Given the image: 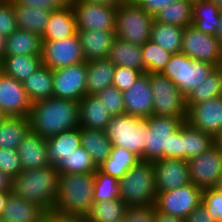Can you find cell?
<instances>
[{
    "label": "cell",
    "mask_w": 222,
    "mask_h": 222,
    "mask_svg": "<svg viewBox=\"0 0 222 222\" xmlns=\"http://www.w3.org/2000/svg\"><path fill=\"white\" fill-rule=\"evenodd\" d=\"M28 119L31 131L48 139L79 127V102L55 97L35 101Z\"/></svg>",
    "instance_id": "obj_1"
},
{
    "label": "cell",
    "mask_w": 222,
    "mask_h": 222,
    "mask_svg": "<svg viewBox=\"0 0 222 222\" xmlns=\"http://www.w3.org/2000/svg\"><path fill=\"white\" fill-rule=\"evenodd\" d=\"M60 174L56 167L22 170L12 179V192L27 201L37 203L47 212L54 211L59 191Z\"/></svg>",
    "instance_id": "obj_2"
},
{
    "label": "cell",
    "mask_w": 222,
    "mask_h": 222,
    "mask_svg": "<svg viewBox=\"0 0 222 222\" xmlns=\"http://www.w3.org/2000/svg\"><path fill=\"white\" fill-rule=\"evenodd\" d=\"M95 173L60 174L54 212L85 218L92 207Z\"/></svg>",
    "instance_id": "obj_3"
},
{
    "label": "cell",
    "mask_w": 222,
    "mask_h": 222,
    "mask_svg": "<svg viewBox=\"0 0 222 222\" xmlns=\"http://www.w3.org/2000/svg\"><path fill=\"white\" fill-rule=\"evenodd\" d=\"M119 198L128 207L155 205L157 190L154 163L139 161L119 179Z\"/></svg>",
    "instance_id": "obj_4"
},
{
    "label": "cell",
    "mask_w": 222,
    "mask_h": 222,
    "mask_svg": "<svg viewBox=\"0 0 222 222\" xmlns=\"http://www.w3.org/2000/svg\"><path fill=\"white\" fill-rule=\"evenodd\" d=\"M154 16L135 2H122L116 10V37L142 46L150 40Z\"/></svg>",
    "instance_id": "obj_5"
},
{
    "label": "cell",
    "mask_w": 222,
    "mask_h": 222,
    "mask_svg": "<svg viewBox=\"0 0 222 222\" xmlns=\"http://www.w3.org/2000/svg\"><path fill=\"white\" fill-rule=\"evenodd\" d=\"M215 68L211 63L194 60L180 52L171 55L161 74L168 77L187 97Z\"/></svg>",
    "instance_id": "obj_6"
},
{
    "label": "cell",
    "mask_w": 222,
    "mask_h": 222,
    "mask_svg": "<svg viewBox=\"0 0 222 222\" xmlns=\"http://www.w3.org/2000/svg\"><path fill=\"white\" fill-rule=\"evenodd\" d=\"M186 119L173 116L151 115L146 118L144 155L141 161L154 163L169 158L170 136L177 131Z\"/></svg>",
    "instance_id": "obj_7"
},
{
    "label": "cell",
    "mask_w": 222,
    "mask_h": 222,
    "mask_svg": "<svg viewBox=\"0 0 222 222\" xmlns=\"http://www.w3.org/2000/svg\"><path fill=\"white\" fill-rule=\"evenodd\" d=\"M105 134L112 146H119L136 154L140 159L144 155L146 119L127 113L111 117Z\"/></svg>",
    "instance_id": "obj_8"
},
{
    "label": "cell",
    "mask_w": 222,
    "mask_h": 222,
    "mask_svg": "<svg viewBox=\"0 0 222 222\" xmlns=\"http://www.w3.org/2000/svg\"><path fill=\"white\" fill-rule=\"evenodd\" d=\"M149 81L153 93L152 115L186 119V97L179 88L160 73H149Z\"/></svg>",
    "instance_id": "obj_9"
},
{
    "label": "cell",
    "mask_w": 222,
    "mask_h": 222,
    "mask_svg": "<svg viewBox=\"0 0 222 222\" xmlns=\"http://www.w3.org/2000/svg\"><path fill=\"white\" fill-rule=\"evenodd\" d=\"M181 53L188 57L220 67L222 61V44L215 36L203 33L192 25L183 30Z\"/></svg>",
    "instance_id": "obj_10"
},
{
    "label": "cell",
    "mask_w": 222,
    "mask_h": 222,
    "mask_svg": "<svg viewBox=\"0 0 222 222\" xmlns=\"http://www.w3.org/2000/svg\"><path fill=\"white\" fill-rule=\"evenodd\" d=\"M203 189L190 183L174 190L157 194V210L185 220L190 212L202 203Z\"/></svg>",
    "instance_id": "obj_11"
},
{
    "label": "cell",
    "mask_w": 222,
    "mask_h": 222,
    "mask_svg": "<svg viewBox=\"0 0 222 222\" xmlns=\"http://www.w3.org/2000/svg\"><path fill=\"white\" fill-rule=\"evenodd\" d=\"M81 62L86 61L77 33L61 40L42 41V65L51 70L69 67Z\"/></svg>",
    "instance_id": "obj_12"
},
{
    "label": "cell",
    "mask_w": 222,
    "mask_h": 222,
    "mask_svg": "<svg viewBox=\"0 0 222 222\" xmlns=\"http://www.w3.org/2000/svg\"><path fill=\"white\" fill-rule=\"evenodd\" d=\"M87 62L53 70V97L80 101L86 95Z\"/></svg>",
    "instance_id": "obj_13"
},
{
    "label": "cell",
    "mask_w": 222,
    "mask_h": 222,
    "mask_svg": "<svg viewBox=\"0 0 222 222\" xmlns=\"http://www.w3.org/2000/svg\"><path fill=\"white\" fill-rule=\"evenodd\" d=\"M191 183L201 189L215 188L222 174V152L212 145L207 151L188 160Z\"/></svg>",
    "instance_id": "obj_14"
},
{
    "label": "cell",
    "mask_w": 222,
    "mask_h": 222,
    "mask_svg": "<svg viewBox=\"0 0 222 222\" xmlns=\"http://www.w3.org/2000/svg\"><path fill=\"white\" fill-rule=\"evenodd\" d=\"M77 30H115L117 7L76 1L73 5Z\"/></svg>",
    "instance_id": "obj_15"
},
{
    "label": "cell",
    "mask_w": 222,
    "mask_h": 222,
    "mask_svg": "<svg viewBox=\"0 0 222 222\" xmlns=\"http://www.w3.org/2000/svg\"><path fill=\"white\" fill-rule=\"evenodd\" d=\"M185 122L215 137L222 131V96L199 104H186Z\"/></svg>",
    "instance_id": "obj_16"
},
{
    "label": "cell",
    "mask_w": 222,
    "mask_h": 222,
    "mask_svg": "<svg viewBox=\"0 0 222 222\" xmlns=\"http://www.w3.org/2000/svg\"><path fill=\"white\" fill-rule=\"evenodd\" d=\"M32 103L22 82L0 74V109L6 117H28Z\"/></svg>",
    "instance_id": "obj_17"
},
{
    "label": "cell",
    "mask_w": 222,
    "mask_h": 222,
    "mask_svg": "<svg viewBox=\"0 0 222 222\" xmlns=\"http://www.w3.org/2000/svg\"><path fill=\"white\" fill-rule=\"evenodd\" d=\"M157 194L191 183L187 160L163 158L154 162Z\"/></svg>",
    "instance_id": "obj_18"
},
{
    "label": "cell",
    "mask_w": 222,
    "mask_h": 222,
    "mask_svg": "<svg viewBox=\"0 0 222 222\" xmlns=\"http://www.w3.org/2000/svg\"><path fill=\"white\" fill-rule=\"evenodd\" d=\"M125 113L141 118L153 114V93L149 81V73L142 74L135 83L123 92Z\"/></svg>",
    "instance_id": "obj_19"
},
{
    "label": "cell",
    "mask_w": 222,
    "mask_h": 222,
    "mask_svg": "<svg viewBox=\"0 0 222 222\" xmlns=\"http://www.w3.org/2000/svg\"><path fill=\"white\" fill-rule=\"evenodd\" d=\"M82 54L86 62L108 59L111 46L116 37V31L77 30Z\"/></svg>",
    "instance_id": "obj_20"
},
{
    "label": "cell",
    "mask_w": 222,
    "mask_h": 222,
    "mask_svg": "<svg viewBox=\"0 0 222 222\" xmlns=\"http://www.w3.org/2000/svg\"><path fill=\"white\" fill-rule=\"evenodd\" d=\"M22 170H31L47 167V142L40 135L30 131L17 148Z\"/></svg>",
    "instance_id": "obj_21"
},
{
    "label": "cell",
    "mask_w": 222,
    "mask_h": 222,
    "mask_svg": "<svg viewBox=\"0 0 222 222\" xmlns=\"http://www.w3.org/2000/svg\"><path fill=\"white\" fill-rule=\"evenodd\" d=\"M46 213L47 211L37 203L11 192L0 219L6 222H43Z\"/></svg>",
    "instance_id": "obj_22"
},
{
    "label": "cell",
    "mask_w": 222,
    "mask_h": 222,
    "mask_svg": "<svg viewBox=\"0 0 222 222\" xmlns=\"http://www.w3.org/2000/svg\"><path fill=\"white\" fill-rule=\"evenodd\" d=\"M77 33L76 16L72 6H60L53 10L44 31L42 41H55Z\"/></svg>",
    "instance_id": "obj_23"
},
{
    "label": "cell",
    "mask_w": 222,
    "mask_h": 222,
    "mask_svg": "<svg viewBox=\"0 0 222 222\" xmlns=\"http://www.w3.org/2000/svg\"><path fill=\"white\" fill-rule=\"evenodd\" d=\"M111 117L96 95H85L79 101L80 128L105 131Z\"/></svg>",
    "instance_id": "obj_24"
},
{
    "label": "cell",
    "mask_w": 222,
    "mask_h": 222,
    "mask_svg": "<svg viewBox=\"0 0 222 222\" xmlns=\"http://www.w3.org/2000/svg\"><path fill=\"white\" fill-rule=\"evenodd\" d=\"M47 154L50 165L57 166L73 151L81 147V128L66 130L46 139Z\"/></svg>",
    "instance_id": "obj_25"
},
{
    "label": "cell",
    "mask_w": 222,
    "mask_h": 222,
    "mask_svg": "<svg viewBox=\"0 0 222 222\" xmlns=\"http://www.w3.org/2000/svg\"><path fill=\"white\" fill-rule=\"evenodd\" d=\"M108 59L116 67H126L146 73L142 57V47L116 38L111 46Z\"/></svg>",
    "instance_id": "obj_26"
},
{
    "label": "cell",
    "mask_w": 222,
    "mask_h": 222,
    "mask_svg": "<svg viewBox=\"0 0 222 222\" xmlns=\"http://www.w3.org/2000/svg\"><path fill=\"white\" fill-rule=\"evenodd\" d=\"M116 66L109 59L87 62L86 95H96L113 85Z\"/></svg>",
    "instance_id": "obj_27"
},
{
    "label": "cell",
    "mask_w": 222,
    "mask_h": 222,
    "mask_svg": "<svg viewBox=\"0 0 222 222\" xmlns=\"http://www.w3.org/2000/svg\"><path fill=\"white\" fill-rule=\"evenodd\" d=\"M42 56V38L27 30L17 29L6 37L4 56Z\"/></svg>",
    "instance_id": "obj_28"
},
{
    "label": "cell",
    "mask_w": 222,
    "mask_h": 222,
    "mask_svg": "<svg viewBox=\"0 0 222 222\" xmlns=\"http://www.w3.org/2000/svg\"><path fill=\"white\" fill-rule=\"evenodd\" d=\"M12 6L17 27L42 37L52 11L18 4Z\"/></svg>",
    "instance_id": "obj_29"
},
{
    "label": "cell",
    "mask_w": 222,
    "mask_h": 222,
    "mask_svg": "<svg viewBox=\"0 0 222 222\" xmlns=\"http://www.w3.org/2000/svg\"><path fill=\"white\" fill-rule=\"evenodd\" d=\"M31 103L53 97V70L42 65L22 82Z\"/></svg>",
    "instance_id": "obj_30"
},
{
    "label": "cell",
    "mask_w": 222,
    "mask_h": 222,
    "mask_svg": "<svg viewBox=\"0 0 222 222\" xmlns=\"http://www.w3.org/2000/svg\"><path fill=\"white\" fill-rule=\"evenodd\" d=\"M221 9L210 0L193 1L192 26L197 30L215 36Z\"/></svg>",
    "instance_id": "obj_31"
},
{
    "label": "cell",
    "mask_w": 222,
    "mask_h": 222,
    "mask_svg": "<svg viewBox=\"0 0 222 222\" xmlns=\"http://www.w3.org/2000/svg\"><path fill=\"white\" fill-rule=\"evenodd\" d=\"M139 161L140 158L133 152L113 146L110 156L98 166V170L119 180Z\"/></svg>",
    "instance_id": "obj_32"
},
{
    "label": "cell",
    "mask_w": 222,
    "mask_h": 222,
    "mask_svg": "<svg viewBox=\"0 0 222 222\" xmlns=\"http://www.w3.org/2000/svg\"><path fill=\"white\" fill-rule=\"evenodd\" d=\"M214 145V137L206 132L182 125V160H189L207 151Z\"/></svg>",
    "instance_id": "obj_33"
},
{
    "label": "cell",
    "mask_w": 222,
    "mask_h": 222,
    "mask_svg": "<svg viewBox=\"0 0 222 222\" xmlns=\"http://www.w3.org/2000/svg\"><path fill=\"white\" fill-rule=\"evenodd\" d=\"M30 131L28 117H5L0 122V147L17 149Z\"/></svg>",
    "instance_id": "obj_34"
},
{
    "label": "cell",
    "mask_w": 222,
    "mask_h": 222,
    "mask_svg": "<svg viewBox=\"0 0 222 222\" xmlns=\"http://www.w3.org/2000/svg\"><path fill=\"white\" fill-rule=\"evenodd\" d=\"M81 146L90 154L97 166L110 156L113 147L105 131L86 128H81Z\"/></svg>",
    "instance_id": "obj_35"
},
{
    "label": "cell",
    "mask_w": 222,
    "mask_h": 222,
    "mask_svg": "<svg viewBox=\"0 0 222 222\" xmlns=\"http://www.w3.org/2000/svg\"><path fill=\"white\" fill-rule=\"evenodd\" d=\"M42 66V56L15 55L2 59L3 73L23 82Z\"/></svg>",
    "instance_id": "obj_36"
},
{
    "label": "cell",
    "mask_w": 222,
    "mask_h": 222,
    "mask_svg": "<svg viewBox=\"0 0 222 222\" xmlns=\"http://www.w3.org/2000/svg\"><path fill=\"white\" fill-rule=\"evenodd\" d=\"M193 1L174 0L154 16V20L182 28L192 25Z\"/></svg>",
    "instance_id": "obj_37"
},
{
    "label": "cell",
    "mask_w": 222,
    "mask_h": 222,
    "mask_svg": "<svg viewBox=\"0 0 222 222\" xmlns=\"http://www.w3.org/2000/svg\"><path fill=\"white\" fill-rule=\"evenodd\" d=\"M183 30L182 27L154 20L150 40L171 54H177L181 52Z\"/></svg>",
    "instance_id": "obj_38"
},
{
    "label": "cell",
    "mask_w": 222,
    "mask_h": 222,
    "mask_svg": "<svg viewBox=\"0 0 222 222\" xmlns=\"http://www.w3.org/2000/svg\"><path fill=\"white\" fill-rule=\"evenodd\" d=\"M127 208L120 198L94 202L84 219L86 222H122Z\"/></svg>",
    "instance_id": "obj_39"
},
{
    "label": "cell",
    "mask_w": 222,
    "mask_h": 222,
    "mask_svg": "<svg viewBox=\"0 0 222 222\" xmlns=\"http://www.w3.org/2000/svg\"><path fill=\"white\" fill-rule=\"evenodd\" d=\"M222 96V68L216 67L198 86L186 97V104H199Z\"/></svg>",
    "instance_id": "obj_40"
},
{
    "label": "cell",
    "mask_w": 222,
    "mask_h": 222,
    "mask_svg": "<svg viewBox=\"0 0 222 222\" xmlns=\"http://www.w3.org/2000/svg\"><path fill=\"white\" fill-rule=\"evenodd\" d=\"M59 174L69 173H95L98 166L95 164L90 154L81 146L63 159L57 166Z\"/></svg>",
    "instance_id": "obj_41"
},
{
    "label": "cell",
    "mask_w": 222,
    "mask_h": 222,
    "mask_svg": "<svg viewBox=\"0 0 222 222\" xmlns=\"http://www.w3.org/2000/svg\"><path fill=\"white\" fill-rule=\"evenodd\" d=\"M142 47V57L146 73H162L169 62L171 53L162 49L151 40Z\"/></svg>",
    "instance_id": "obj_42"
},
{
    "label": "cell",
    "mask_w": 222,
    "mask_h": 222,
    "mask_svg": "<svg viewBox=\"0 0 222 222\" xmlns=\"http://www.w3.org/2000/svg\"><path fill=\"white\" fill-rule=\"evenodd\" d=\"M118 182V179L97 170L95 172L93 190L94 202L115 200L119 198Z\"/></svg>",
    "instance_id": "obj_43"
},
{
    "label": "cell",
    "mask_w": 222,
    "mask_h": 222,
    "mask_svg": "<svg viewBox=\"0 0 222 222\" xmlns=\"http://www.w3.org/2000/svg\"><path fill=\"white\" fill-rule=\"evenodd\" d=\"M108 113L114 117L125 113L123 100V92L115 86L106 87L104 90L96 94Z\"/></svg>",
    "instance_id": "obj_44"
},
{
    "label": "cell",
    "mask_w": 222,
    "mask_h": 222,
    "mask_svg": "<svg viewBox=\"0 0 222 222\" xmlns=\"http://www.w3.org/2000/svg\"><path fill=\"white\" fill-rule=\"evenodd\" d=\"M0 169L12 179L22 171L17 149L0 147Z\"/></svg>",
    "instance_id": "obj_45"
},
{
    "label": "cell",
    "mask_w": 222,
    "mask_h": 222,
    "mask_svg": "<svg viewBox=\"0 0 222 222\" xmlns=\"http://www.w3.org/2000/svg\"><path fill=\"white\" fill-rule=\"evenodd\" d=\"M202 204L213 219L222 222V192L216 188L203 189Z\"/></svg>",
    "instance_id": "obj_46"
},
{
    "label": "cell",
    "mask_w": 222,
    "mask_h": 222,
    "mask_svg": "<svg viewBox=\"0 0 222 222\" xmlns=\"http://www.w3.org/2000/svg\"><path fill=\"white\" fill-rule=\"evenodd\" d=\"M17 29L11 0H0V35L8 37Z\"/></svg>",
    "instance_id": "obj_47"
},
{
    "label": "cell",
    "mask_w": 222,
    "mask_h": 222,
    "mask_svg": "<svg viewBox=\"0 0 222 222\" xmlns=\"http://www.w3.org/2000/svg\"><path fill=\"white\" fill-rule=\"evenodd\" d=\"M142 74L131 68L116 67L113 77V86L120 91H127Z\"/></svg>",
    "instance_id": "obj_48"
},
{
    "label": "cell",
    "mask_w": 222,
    "mask_h": 222,
    "mask_svg": "<svg viewBox=\"0 0 222 222\" xmlns=\"http://www.w3.org/2000/svg\"><path fill=\"white\" fill-rule=\"evenodd\" d=\"M155 205L128 207L122 222H154Z\"/></svg>",
    "instance_id": "obj_49"
},
{
    "label": "cell",
    "mask_w": 222,
    "mask_h": 222,
    "mask_svg": "<svg viewBox=\"0 0 222 222\" xmlns=\"http://www.w3.org/2000/svg\"><path fill=\"white\" fill-rule=\"evenodd\" d=\"M169 158L182 160V126L170 136Z\"/></svg>",
    "instance_id": "obj_50"
},
{
    "label": "cell",
    "mask_w": 222,
    "mask_h": 222,
    "mask_svg": "<svg viewBox=\"0 0 222 222\" xmlns=\"http://www.w3.org/2000/svg\"><path fill=\"white\" fill-rule=\"evenodd\" d=\"M11 3L50 11L57 10L61 6L56 0H11Z\"/></svg>",
    "instance_id": "obj_51"
},
{
    "label": "cell",
    "mask_w": 222,
    "mask_h": 222,
    "mask_svg": "<svg viewBox=\"0 0 222 222\" xmlns=\"http://www.w3.org/2000/svg\"><path fill=\"white\" fill-rule=\"evenodd\" d=\"M174 0H135L148 14L155 16L158 11L172 3Z\"/></svg>",
    "instance_id": "obj_52"
},
{
    "label": "cell",
    "mask_w": 222,
    "mask_h": 222,
    "mask_svg": "<svg viewBox=\"0 0 222 222\" xmlns=\"http://www.w3.org/2000/svg\"><path fill=\"white\" fill-rule=\"evenodd\" d=\"M185 222H217V220L209 215L206 207L201 203L190 212L185 218Z\"/></svg>",
    "instance_id": "obj_53"
},
{
    "label": "cell",
    "mask_w": 222,
    "mask_h": 222,
    "mask_svg": "<svg viewBox=\"0 0 222 222\" xmlns=\"http://www.w3.org/2000/svg\"><path fill=\"white\" fill-rule=\"evenodd\" d=\"M43 222H86L85 219L80 217L65 216L55 213L54 211L47 212Z\"/></svg>",
    "instance_id": "obj_54"
},
{
    "label": "cell",
    "mask_w": 222,
    "mask_h": 222,
    "mask_svg": "<svg viewBox=\"0 0 222 222\" xmlns=\"http://www.w3.org/2000/svg\"><path fill=\"white\" fill-rule=\"evenodd\" d=\"M154 222H185L184 219L163 213L155 208Z\"/></svg>",
    "instance_id": "obj_55"
},
{
    "label": "cell",
    "mask_w": 222,
    "mask_h": 222,
    "mask_svg": "<svg viewBox=\"0 0 222 222\" xmlns=\"http://www.w3.org/2000/svg\"><path fill=\"white\" fill-rule=\"evenodd\" d=\"M0 191H12V178L0 169Z\"/></svg>",
    "instance_id": "obj_56"
},
{
    "label": "cell",
    "mask_w": 222,
    "mask_h": 222,
    "mask_svg": "<svg viewBox=\"0 0 222 222\" xmlns=\"http://www.w3.org/2000/svg\"><path fill=\"white\" fill-rule=\"evenodd\" d=\"M78 1L96 3V4L106 5L110 7H118L122 3L121 0H78Z\"/></svg>",
    "instance_id": "obj_57"
},
{
    "label": "cell",
    "mask_w": 222,
    "mask_h": 222,
    "mask_svg": "<svg viewBox=\"0 0 222 222\" xmlns=\"http://www.w3.org/2000/svg\"><path fill=\"white\" fill-rule=\"evenodd\" d=\"M11 192L12 191H0V217L3 213L4 206Z\"/></svg>",
    "instance_id": "obj_58"
},
{
    "label": "cell",
    "mask_w": 222,
    "mask_h": 222,
    "mask_svg": "<svg viewBox=\"0 0 222 222\" xmlns=\"http://www.w3.org/2000/svg\"><path fill=\"white\" fill-rule=\"evenodd\" d=\"M215 37L222 44V10L220 11V22H219Z\"/></svg>",
    "instance_id": "obj_59"
},
{
    "label": "cell",
    "mask_w": 222,
    "mask_h": 222,
    "mask_svg": "<svg viewBox=\"0 0 222 222\" xmlns=\"http://www.w3.org/2000/svg\"><path fill=\"white\" fill-rule=\"evenodd\" d=\"M6 47V37L0 35V59H3Z\"/></svg>",
    "instance_id": "obj_60"
},
{
    "label": "cell",
    "mask_w": 222,
    "mask_h": 222,
    "mask_svg": "<svg viewBox=\"0 0 222 222\" xmlns=\"http://www.w3.org/2000/svg\"><path fill=\"white\" fill-rule=\"evenodd\" d=\"M214 145L222 152V131L214 137Z\"/></svg>",
    "instance_id": "obj_61"
},
{
    "label": "cell",
    "mask_w": 222,
    "mask_h": 222,
    "mask_svg": "<svg viewBox=\"0 0 222 222\" xmlns=\"http://www.w3.org/2000/svg\"><path fill=\"white\" fill-rule=\"evenodd\" d=\"M61 6H72L77 0H56Z\"/></svg>",
    "instance_id": "obj_62"
},
{
    "label": "cell",
    "mask_w": 222,
    "mask_h": 222,
    "mask_svg": "<svg viewBox=\"0 0 222 222\" xmlns=\"http://www.w3.org/2000/svg\"><path fill=\"white\" fill-rule=\"evenodd\" d=\"M215 188H216L218 191L222 192V174H221V176H220V178H219V181H218L217 185L215 186Z\"/></svg>",
    "instance_id": "obj_63"
},
{
    "label": "cell",
    "mask_w": 222,
    "mask_h": 222,
    "mask_svg": "<svg viewBox=\"0 0 222 222\" xmlns=\"http://www.w3.org/2000/svg\"><path fill=\"white\" fill-rule=\"evenodd\" d=\"M214 2L222 10V0H210Z\"/></svg>",
    "instance_id": "obj_64"
},
{
    "label": "cell",
    "mask_w": 222,
    "mask_h": 222,
    "mask_svg": "<svg viewBox=\"0 0 222 222\" xmlns=\"http://www.w3.org/2000/svg\"><path fill=\"white\" fill-rule=\"evenodd\" d=\"M6 116L3 114V112L0 109V122L5 118Z\"/></svg>",
    "instance_id": "obj_65"
},
{
    "label": "cell",
    "mask_w": 222,
    "mask_h": 222,
    "mask_svg": "<svg viewBox=\"0 0 222 222\" xmlns=\"http://www.w3.org/2000/svg\"><path fill=\"white\" fill-rule=\"evenodd\" d=\"M3 72V68H2V59H0V74Z\"/></svg>",
    "instance_id": "obj_66"
},
{
    "label": "cell",
    "mask_w": 222,
    "mask_h": 222,
    "mask_svg": "<svg viewBox=\"0 0 222 222\" xmlns=\"http://www.w3.org/2000/svg\"><path fill=\"white\" fill-rule=\"evenodd\" d=\"M122 2H134L135 0H121Z\"/></svg>",
    "instance_id": "obj_67"
}]
</instances>
